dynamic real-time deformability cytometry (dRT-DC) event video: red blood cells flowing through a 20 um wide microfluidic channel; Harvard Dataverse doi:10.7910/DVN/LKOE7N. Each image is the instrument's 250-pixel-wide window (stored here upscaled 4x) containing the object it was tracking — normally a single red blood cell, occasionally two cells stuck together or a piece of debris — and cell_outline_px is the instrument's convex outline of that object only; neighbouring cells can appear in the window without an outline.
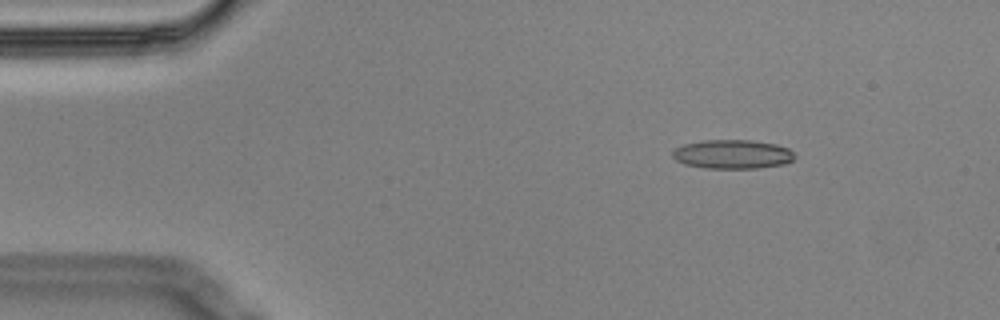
{"species": "Egyptian fruit bat (a non-hibernating species)", "species_latin": "Rousettus aegyptiacus", "temperature_condition": "cold", "stored_images_in_passage": 6, "camera_frame_rate_fps": 3000, "um_per_image_px": 0.085, "animal": {"sex": "male"}, "frame": {"image": 1, "passage_image": 1, "time_ms": 0.0, "image_size_px": [1000, 320], "cell_outline_px": [[796, 156], [792, 160], [784, 164], [756, 168], [704, 168], [684, 164], [676, 160], [672, 156], [672, 152], [676, 148], [684, 144], [704, 140], [752, 140], [776, 144], [788, 148]], "centroid_in_image_um": [62.25, 13.11], "position_along_channel_um": 22.7, "area_um2": 20.63}}
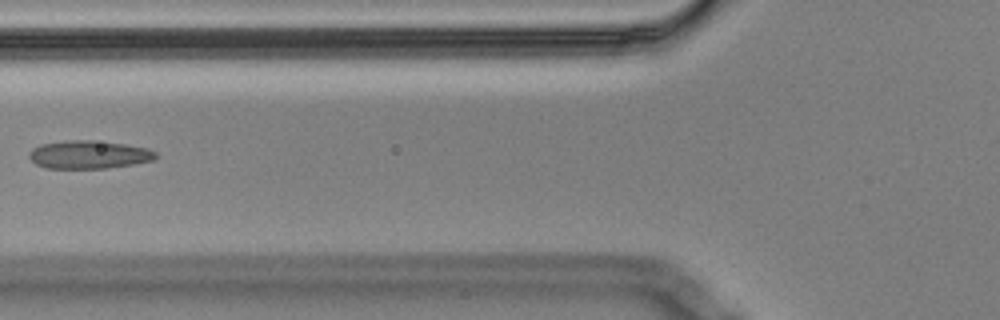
{"frame": {"image": 2, "passage_image": 5, "time_ms": 1.333, "image_size_px": [1000, 320], "cell_outline_px": [[156, 160], [108, 168], [44, 168], [36, 164], [28, 156], [28, 152], [32, 148], [40, 144], [72, 140], [92, 140], [124, 144], [148, 148], [156, 152]], "centroid_in_image_um": [7.54, 13.14], "position_along_channel_um": 118.3, "area_um2": 20.75}}
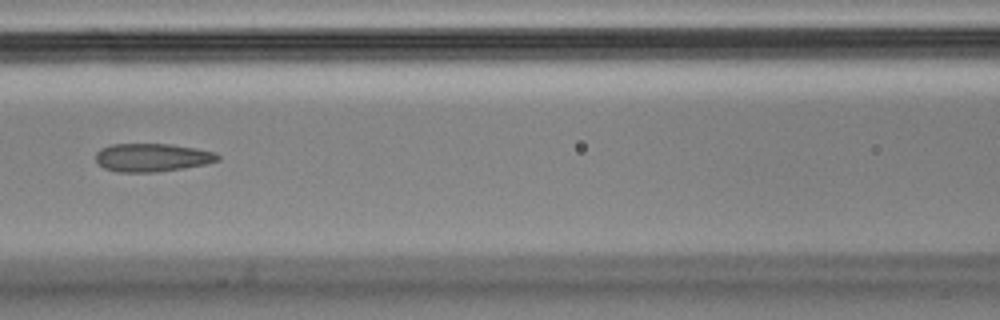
{"frame": {"image": 3, "passage_image": 6, "time_ms": 1.667, "image_size_px": [1000, 320], "cell_outline_px": [[220, 160], [204, 164], [184, 168], [156, 172], [116, 172], [104, 168], [96, 160], [96, 152], [100, 148], [112, 144], [168, 144], [196, 148], [216, 152], [220, 156]], "centroid_in_image_um": [12.93, 13.39], "position_along_channel_um": 153.7, "area_um2": 20.11}}